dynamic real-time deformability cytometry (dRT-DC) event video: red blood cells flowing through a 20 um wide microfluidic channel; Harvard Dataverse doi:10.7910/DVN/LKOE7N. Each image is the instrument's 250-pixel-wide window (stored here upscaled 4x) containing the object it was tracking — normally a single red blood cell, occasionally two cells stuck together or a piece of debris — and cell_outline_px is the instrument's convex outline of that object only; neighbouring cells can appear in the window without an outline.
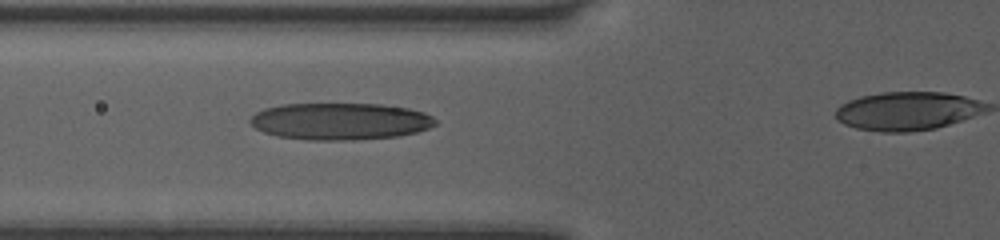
{"species": "human", "species_latin": "Homo sapiens", "temperature_condition": "room temperature", "stored_images_in_passage": 15, "segment_of_instrument_passage": [1, 2], "camera_frame_rate_fps": 3000, "um_per_image_px": 0.085, "donor": {"sex": "female"}, "frame": {"image": 1, "passage_image": 9, "time_ms": 2.667, "image_size_px": [1000, 240], "cell_outline_px": [[436, 124], [428, 128], [416, 132], [396, 136], [356, 140], [308, 140], [276, 136], [264, 132], [256, 128], [248, 120], [256, 112], [264, 108], [280, 104], [380, 104], [408, 108], [424, 112], [432, 116], [436, 120]], "centroid_in_image_um": [28.9, 10.31], "position_along_channel_um": 96.9, "area_um2": 39.94}}
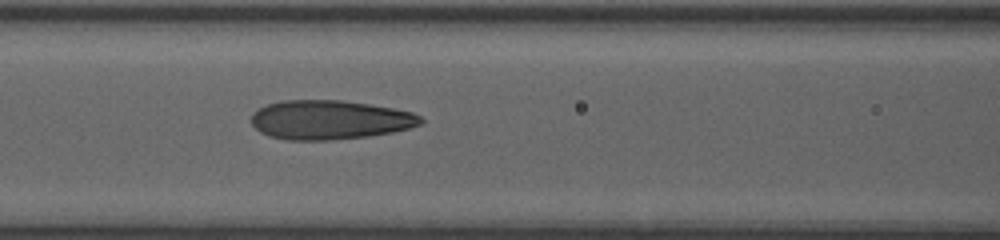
{"frame": {"image": 2, "passage_image": 11, "time_ms": 3.333, "image_size_px": [1000, 240], "cell_outline_px": [[424, 120], [420, 124], [408, 128], [392, 132], [368, 136], [328, 140], [288, 140], [268, 136], [260, 132], [252, 124], [252, 112], [268, 104], [280, 100], [340, 100], [368, 104], [392, 108], [412, 112], [420, 116]], "centroid_in_image_um": [28.0, 10.18], "position_along_channel_um": 138.6, "area_um2": 38.55}}